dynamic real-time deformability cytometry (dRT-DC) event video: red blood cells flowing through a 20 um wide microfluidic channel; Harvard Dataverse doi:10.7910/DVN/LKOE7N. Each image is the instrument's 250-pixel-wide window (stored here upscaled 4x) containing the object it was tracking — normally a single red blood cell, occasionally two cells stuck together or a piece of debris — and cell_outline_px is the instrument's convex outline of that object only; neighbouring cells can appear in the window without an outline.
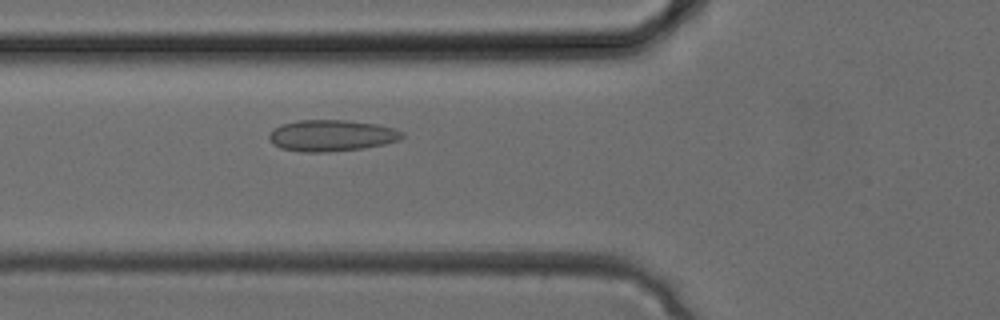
{"species": "common noctule bat (a hibernating species)", "species_latin": "Nyctalus noctula", "temperature_condition": "cold", "stored_images_in_passage": 34, "camera_frame_rate_fps": 3000, "um_per_image_px": 0.085, "animal": {"sex": "female", "body_mass_g": 24.6, "forearm_length_mm": 56.2}, "frame": {"image": 1, "passage_image": 13, "time_ms": 4.0, "image_size_px": [1000, 320], "cell_outline_px": [[404, 136], [400, 140], [384, 144], [364, 148], [328, 152], [300, 152], [280, 148], [272, 144], [268, 136], [272, 128], [280, 124], [296, 120], [348, 120], [376, 124], [392, 128], [404, 132]], "centroid_in_image_um": [28.14, 11.52], "position_along_channel_um": 97.7, "area_um2": 24.62}}
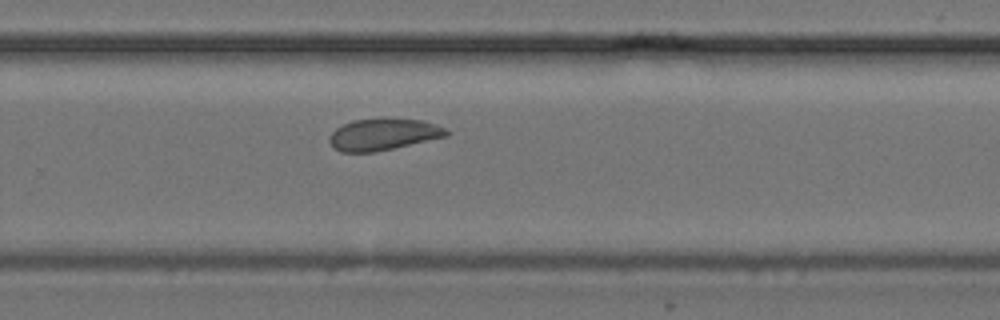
{"frame": {"image": 2, "passage_image": 23, "time_ms": 7.333, "image_size_px": [1000, 320], "cell_outline_px": [[448, 136], [392, 148], [372, 152], [340, 152], [332, 148], [328, 140], [332, 132], [336, 128], [352, 120], [380, 116], [388, 116], [424, 120], [444, 128], [448, 132]], "centroid_in_image_um": [32.54, 11.38], "position_along_channel_um": 297.3, "area_um2": 22.14}}
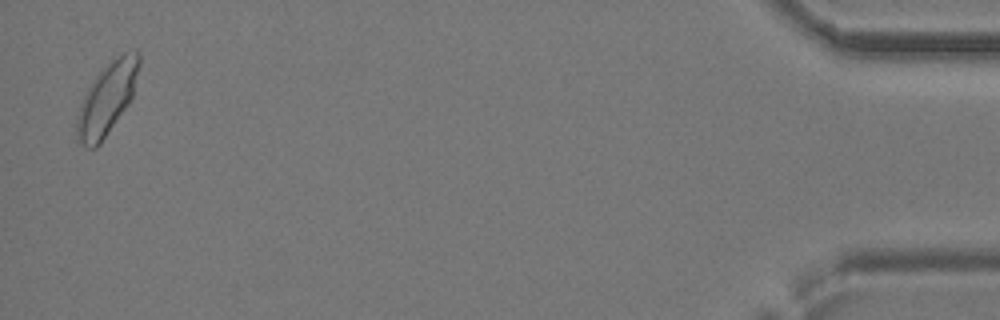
{"frame": {"image": 3, "passage_image": 34, "time_ms": 11.0, "image_size_px": [1000, 320], "cell_outline_px": [[140, 64], [132, 96], [128, 104], [100, 144], [96, 148], [88, 148], [76, 136], [76, 116], [84, 92], [96, 76], [112, 60], [124, 52], [136, 48], [140, 56]], "centroid_in_image_um": [9.09, 8.37], "position_along_channel_um": 426.1, "area_um2": 25.84}}